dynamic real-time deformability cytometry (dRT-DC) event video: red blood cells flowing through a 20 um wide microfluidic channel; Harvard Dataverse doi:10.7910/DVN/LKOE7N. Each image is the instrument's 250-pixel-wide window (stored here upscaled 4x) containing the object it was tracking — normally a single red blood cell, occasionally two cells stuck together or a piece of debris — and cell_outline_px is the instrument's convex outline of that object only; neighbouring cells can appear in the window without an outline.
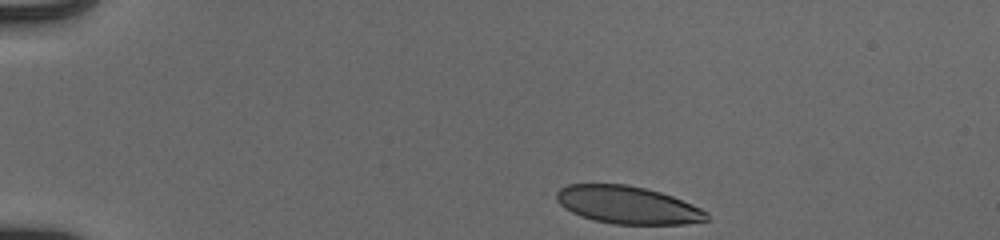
{"species": "human", "species_latin": "Homo sapiens", "temperature_condition": "cold", "stored_images_in_passage": 44, "camera_frame_rate_fps": 3000, "um_per_image_px": 0.085, "donor": {"sex": "male"}, "frame": {"image": 1, "passage_image": 1, "time_ms": 0.0, "image_size_px": [1000, 240], "cell_outline_px": [[708, 220], [684, 224], [612, 224], [580, 216], [564, 208], [552, 196], [552, 192], [568, 184], [628, 184], [660, 192], [672, 196], [692, 204], [708, 212]], "centroid_in_image_um": [53.29, 17.41], "position_along_channel_um": 31.7, "area_um2": 33.18}}
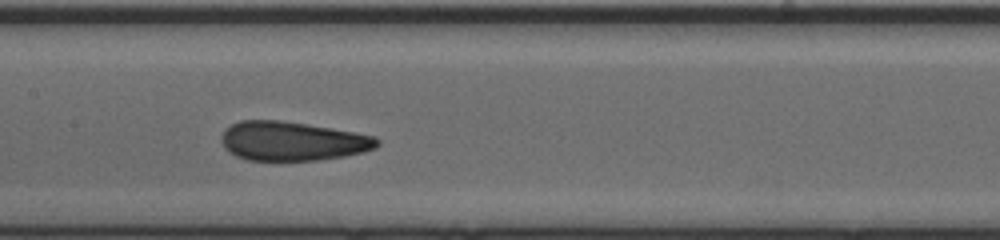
{"frame": {"image": 2, "passage_image": 19, "time_ms": 6.0, "image_size_px": [1000, 240], "cell_outline_px": [[380, 144], [376, 148], [364, 152], [344, 156], [316, 160], [248, 160], [236, 156], [228, 152], [224, 148], [220, 140], [220, 136], [224, 128], [240, 120], [280, 120], [376, 136], [380, 140]], "centroid_in_image_um": [24.81, 12.0], "position_along_channel_um": 182.6, "area_um2": 35.55}}
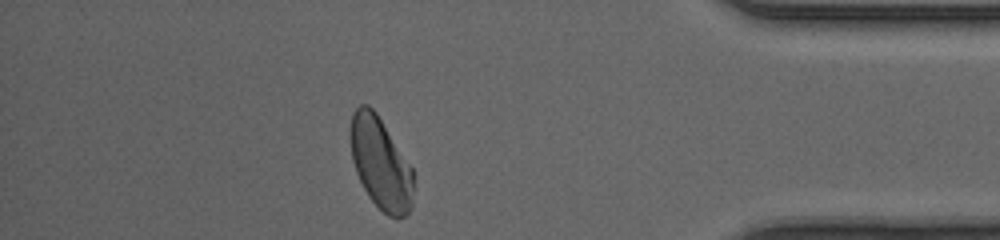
{"frame": {"image": 3, "passage_image": 38, "time_ms": 12.333, "image_size_px": [1000, 240], "cell_outline_px": [[412, 208], [404, 216], [396, 220], [388, 216], [368, 196], [356, 172], [352, 160], [348, 136], [352, 112], [360, 104], [368, 104], [376, 112], [412, 168]], "centroid_in_image_um": [32.31, 13.87], "position_along_channel_um": 402.9, "area_um2": 33.76}, "authors_computed_cell_mechanics": {"area_um2": 35.0268, "velocity_mm_per_s": 3.9504, "shape_relaxation_time_tau1_ms": 4.4614, "shape_relaxation_time_tau2_ms": 0.855, "deformation_change_tau1": 0.1314, "deformation_change_tau2": 0.0507}}